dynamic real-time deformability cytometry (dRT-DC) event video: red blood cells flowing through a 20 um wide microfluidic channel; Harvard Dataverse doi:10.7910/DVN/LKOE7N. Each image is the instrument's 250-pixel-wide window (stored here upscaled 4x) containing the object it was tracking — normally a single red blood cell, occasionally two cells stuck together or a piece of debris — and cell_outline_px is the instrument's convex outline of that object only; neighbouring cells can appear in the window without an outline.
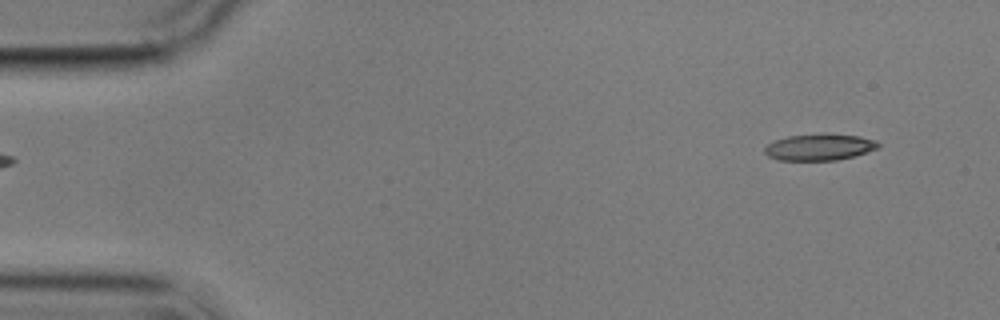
{"species": "common noctule bat (a hibernating species)", "species_latin": "Nyctalus noctula", "temperature_condition": "cold", "stored_images_in_passage": 4, "segment_of_instrument_passage": [2, 2], "camera_frame_rate_fps": 3000, "um_per_image_px": 0.085, "animal": {"sex": "male", "body_mass_g": 17.9}, "frame": {"image": 1, "passage_image": 4, "time_ms": 3.667, "image_size_px": [1000, 320], "cell_outline_px": [[880, 148], [852, 156], [836, 160], [780, 160], [768, 156], [764, 152], [764, 148], [768, 144], [776, 140], [788, 136], [860, 136], [876, 140], [880, 144]], "centroid_in_image_um": [69.65, 12.54], "position_along_channel_um": 15.3, "area_um2": 16.7}}